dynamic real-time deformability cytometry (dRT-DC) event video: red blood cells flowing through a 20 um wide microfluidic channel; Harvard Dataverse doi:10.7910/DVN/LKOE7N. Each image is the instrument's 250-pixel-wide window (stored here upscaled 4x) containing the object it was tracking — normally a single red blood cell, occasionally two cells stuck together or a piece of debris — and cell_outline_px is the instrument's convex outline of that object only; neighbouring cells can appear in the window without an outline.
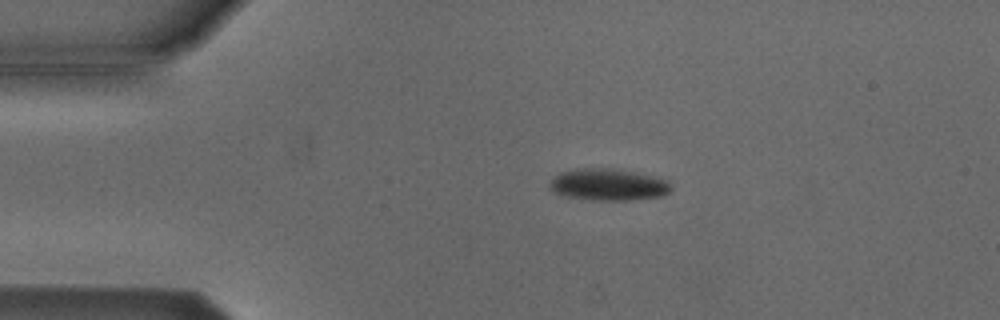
{"species": "Egyptian fruit bat (a non-hibernating species)", "species_latin": "Rousettus aegyptiacus", "temperature_condition": "cold", "stored_images_in_passage": 10, "camera_frame_rate_fps": 3000, "um_per_image_px": 0.085, "animal": {"sex": "male"}, "frame": {"image": 1, "passage_image": 1, "time_ms": 0.0, "image_size_px": [1000, 320], "cell_outline_px": [[672, 188], [668, 192], [660, 196], [632, 200], [592, 200], [564, 196], [548, 188], [552, 180], [560, 172], [584, 168], [612, 168], [632, 172], [668, 180]], "centroid_in_image_um": [51.69, 15.7], "position_along_channel_um": 33.3, "area_um2": 22.2}}
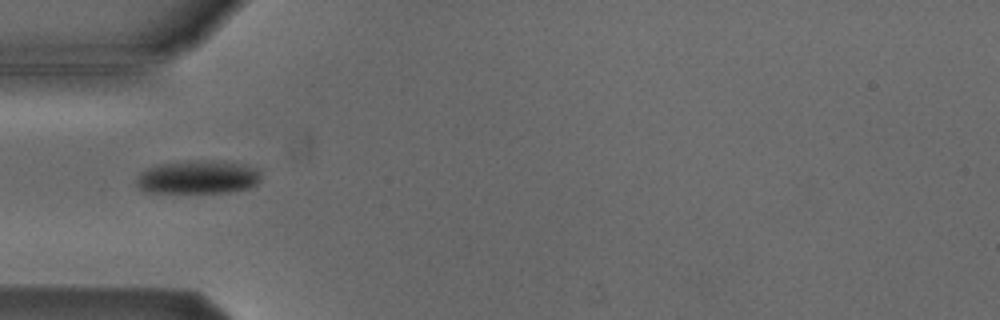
{"frame": {"image": 2, "passage_image": 7, "time_ms": 2.0, "image_size_px": [1000, 320], "cell_outline_px": [[260, 180], [256, 184], [248, 188], [228, 192], [144, 192], [136, 184], [136, 180], [140, 172], [148, 168], [160, 164], [188, 160], [196, 160], [244, 164], [256, 168], [260, 172]], "centroid_in_image_um": [16.81, 15.06], "position_along_channel_um": 68.2, "area_um2": 24.04}}